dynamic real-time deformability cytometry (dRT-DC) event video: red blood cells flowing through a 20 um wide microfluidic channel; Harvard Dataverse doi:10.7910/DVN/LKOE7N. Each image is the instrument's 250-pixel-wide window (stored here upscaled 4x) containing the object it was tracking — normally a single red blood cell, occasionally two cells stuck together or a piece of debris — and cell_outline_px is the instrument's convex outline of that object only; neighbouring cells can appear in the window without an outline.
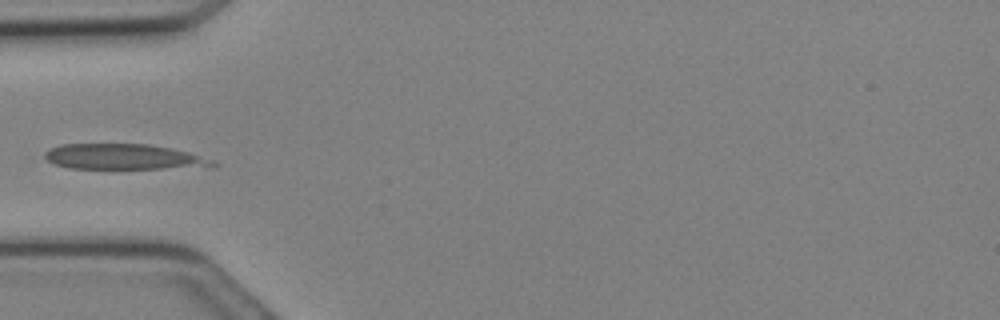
{"species": "Egyptian fruit bat (a non-hibernating species)", "species_latin": "Rousettus aegyptiacus", "temperature_condition": "cold", "stored_images_in_passage": 11, "camera_frame_rate_fps": 3000, "um_per_image_px": 0.085, "animal": {"sex": "female"}, "frame": {"image": 1, "passage_image": 9, "time_ms": 2.667, "image_size_px": [1000, 320], "cell_outline_px": [[220, 164], [160, 168], [68, 168], [52, 164], [44, 160], [44, 152], [48, 148], [60, 144], [148, 144], [172, 148], [188, 152], [216, 160]], "centroid_in_image_um": [10.37, 13.31], "position_along_channel_um": 74.6, "area_um2": 24.74}}